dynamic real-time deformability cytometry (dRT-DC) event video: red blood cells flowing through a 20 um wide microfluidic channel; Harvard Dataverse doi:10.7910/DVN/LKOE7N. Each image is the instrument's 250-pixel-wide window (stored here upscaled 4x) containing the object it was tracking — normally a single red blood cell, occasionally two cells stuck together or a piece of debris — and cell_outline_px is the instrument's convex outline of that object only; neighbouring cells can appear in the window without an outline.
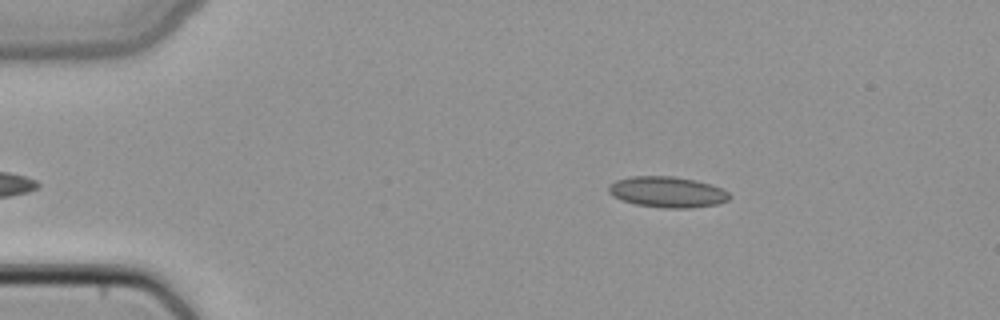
{"species": "common noctule bat (a hibernating species)", "species_latin": "Nyctalus noctula", "temperature_condition": "cold", "stored_images_in_passage": 42, "camera_frame_rate_fps": 3000, "um_per_image_px": 0.085, "animal": {"sex": "female", "body_mass_g": 22.7, "forearm_length_mm": 54.2}, "frame": {"image": 1, "passage_image": 2, "time_ms": 0.333, "image_size_px": [1000, 320], "cell_outline_px": [[732, 196], [728, 200], [716, 204], [692, 208], [664, 208], [636, 204], [612, 196], [608, 192], [608, 188], [616, 180], [632, 176], [672, 176], [692, 180], [708, 184], [720, 188], [728, 192]], "centroid_in_image_um": [56.72, 16.33], "position_along_channel_um": 28.3, "area_um2": 21.44}}
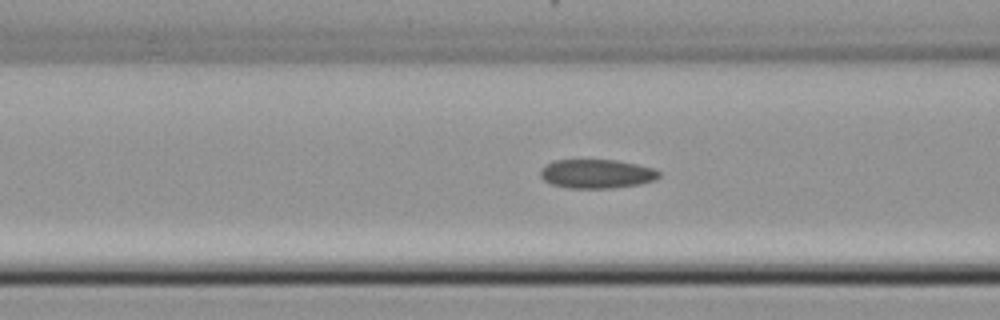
{"frame": {"image": 2, "passage_image": 13, "time_ms": 4.0, "image_size_px": [1000, 320], "cell_outline_px": [[660, 176], [652, 180], [640, 184], [612, 188], [568, 188], [552, 184], [544, 180], [540, 176], [540, 168], [544, 164], [552, 160], [616, 160], [656, 168], [660, 172]], "centroid_in_image_um": [50.69, 14.76], "position_along_channel_um": 115.9, "area_um2": 20.17}}
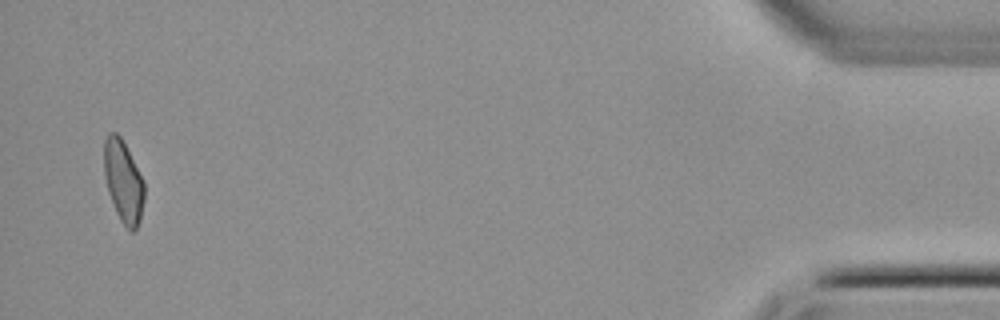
{"frame": {"image": 3, "passage_image": 41, "time_ms": 13.333, "image_size_px": [1000, 320], "cell_outline_px": [[144, 200], [140, 220], [136, 228], [132, 232], [120, 220], [116, 212], [108, 192], [104, 172], [104, 140], [108, 132], [116, 132], [120, 136], [144, 180]], "centroid_in_image_um": [10.48, 15.4], "position_along_channel_um": 424.7, "area_um2": 19.13}}